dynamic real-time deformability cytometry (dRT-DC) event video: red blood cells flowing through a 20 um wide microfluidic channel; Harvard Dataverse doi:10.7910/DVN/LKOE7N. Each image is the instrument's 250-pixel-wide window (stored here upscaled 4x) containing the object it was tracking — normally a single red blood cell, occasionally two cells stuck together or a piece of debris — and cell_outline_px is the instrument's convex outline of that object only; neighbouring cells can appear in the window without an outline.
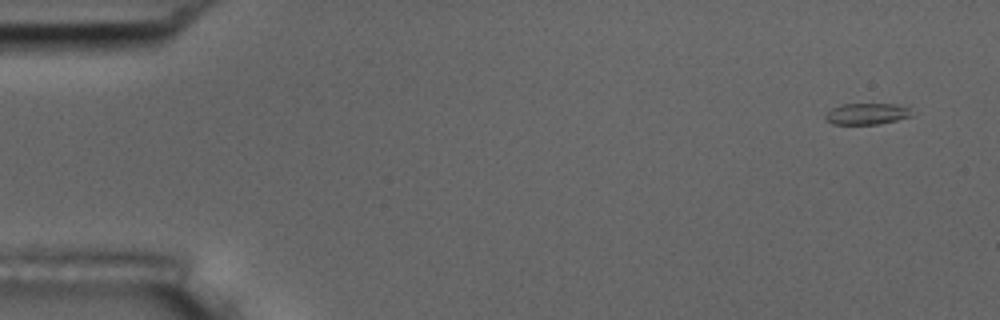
{"species": "common noctule bat (a hibernating species)", "species_latin": "Nyctalus noctula", "temperature_condition": "room temperature", "stored_images_in_passage": 4, "camera_frame_rate_fps": 3000, "um_per_image_px": 0.085, "animal": {"sex": "male", "body_mass_g": 17.5, "forearm_length_mm": 52.3}, "frame": {"image": 1, "passage_image": 1, "time_ms": 0.0, "image_size_px": [1000, 320], "cell_outline_px": [[916, 112], [912, 116], [880, 124], [832, 124], [824, 120], [824, 116], [832, 108], [844, 104], [896, 104], [908, 108]], "centroid_in_image_um": [73.7, 9.68], "position_along_channel_um": 11.3, "area_um2": 10.81}}
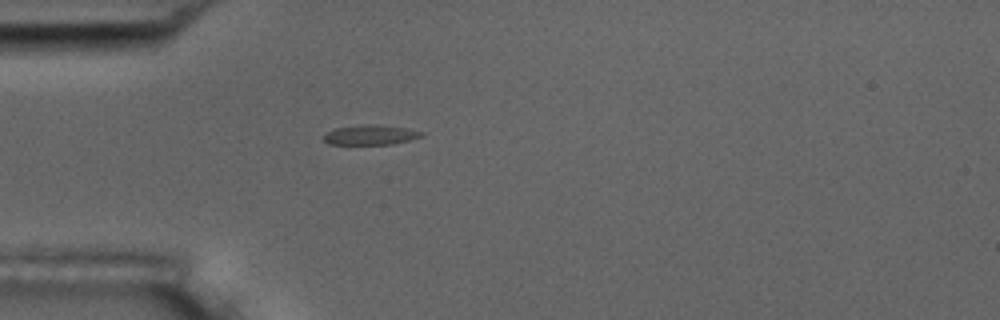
{"frame": {"image": 2, "passage_image": 4, "time_ms": 4.333, "image_size_px": [1000, 320], "cell_outline_px": [[424, 136], [392, 144], [328, 144], [324, 140], [324, 136], [328, 132], [336, 128], [368, 124], [408, 128], [424, 132]], "centroid_in_image_um": [31.53, 11.47], "position_along_channel_um": 53.5, "area_um2": 11.1}}